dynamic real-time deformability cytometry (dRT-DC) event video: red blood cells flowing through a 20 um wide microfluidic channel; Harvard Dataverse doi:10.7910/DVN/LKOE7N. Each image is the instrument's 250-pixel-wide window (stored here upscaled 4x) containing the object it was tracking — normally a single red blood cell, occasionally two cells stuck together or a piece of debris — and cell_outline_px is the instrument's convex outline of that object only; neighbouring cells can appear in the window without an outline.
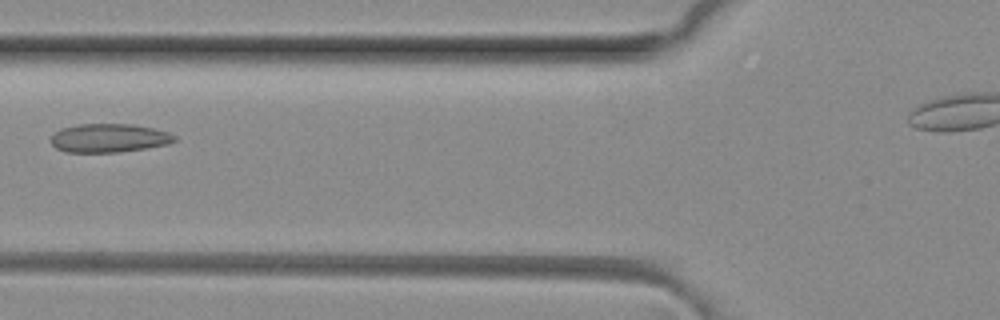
{"species": "common noctule bat (a hibernating species)", "species_latin": "Nyctalus noctula", "temperature_condition": "room temperature", "stored_images_in_passage": 2, "camera_frame_rate_fps": 3000, "um_per_image_px": 0.085, "animal": {"sex": "female", "body_mass_g": 29.2, "forearm_length_mm": 56.3}, "frame": {"image": 1, "passage_image": 2, "time_ms": 0.333, "image_size_px": [1000, 320], "cell_outline_px": [[176, 140], [168, 144], [144, 148], [116, 152], [64, 152], [56, 148], [52, 144], [52, 136], [60, 128], [76, 124], [132, 124], [152, 128], [168, 132], [176, 136]], "centroid_in_image_um": [9.25, 11.73], "position_along_channel_um": 116.6, "area_um2": 20.52}}